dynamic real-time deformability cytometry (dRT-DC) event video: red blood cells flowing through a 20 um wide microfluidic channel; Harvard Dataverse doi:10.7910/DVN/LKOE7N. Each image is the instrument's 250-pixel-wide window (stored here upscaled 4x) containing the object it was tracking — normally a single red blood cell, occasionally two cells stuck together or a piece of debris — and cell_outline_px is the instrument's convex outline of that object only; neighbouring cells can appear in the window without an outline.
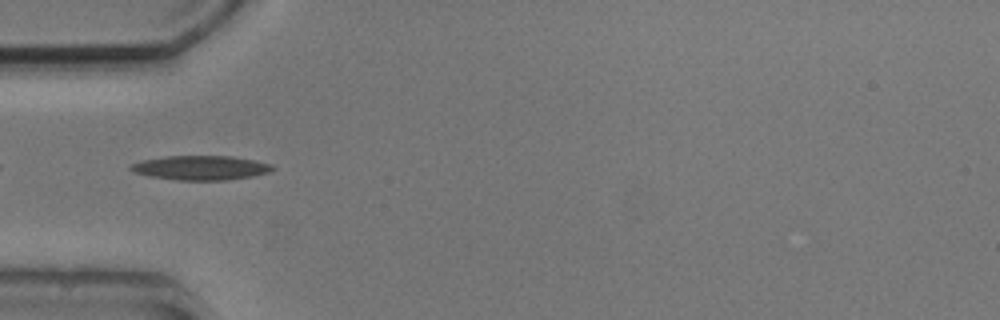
{"species": "common noctule bat (a hibernating species)", "species_latin": "Nyctalus noctula", "temperature_condition": "cold", "stored_images_in_passage": 9, "camera_frame_rate_fps": 3000, "um_per_image_px": 0.085, "animal": {"sex": "male", "body_mass_g": 20.5, "forearm_length_mm": 52.5}, "frame": {"image": 1, "passage_image": 4, "time_ms": 3.667, "image_size_px": [1000, 320], "cell_outline_px": [[276, 168], [272, 172], [252, 176], [228, 180], [176, 180], [148, 176], [136, 172], [128, 168], [132, 164], [144, 160], [168, 156], [232, 156], [272, 164]], "centroid_in_image_um": [17.12, 14.27], "position_along_channel_um": 67.9, "area_um2": 20.06}}
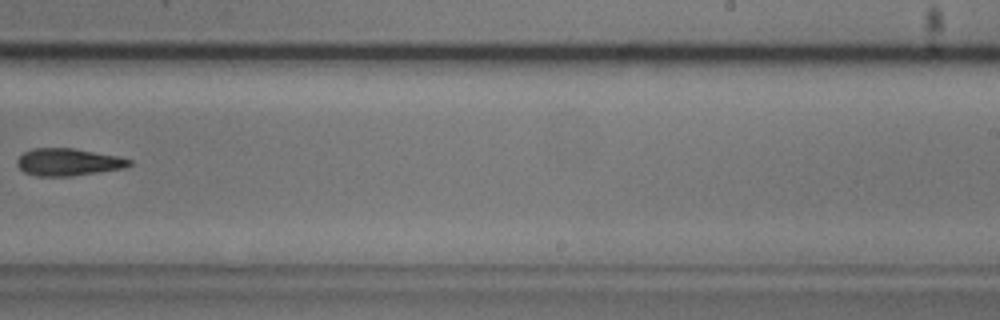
{"frame": {"image": 2, "passage_image": 9, "time_ms": 9.333, "image_size_px": [1000, 320], "cell_outline_px": [[132, 164], [124, 168], [72, 176], [36, 176], [24, 172], [16, 164], [16, 160], [24, 152], [32, 148], [72, 148], [120, 156], [132, 160]], "centroid_in_image_um": [5.8, 13.77], "position_along_channel_um": 283.2, "area_um2": 17.92}}